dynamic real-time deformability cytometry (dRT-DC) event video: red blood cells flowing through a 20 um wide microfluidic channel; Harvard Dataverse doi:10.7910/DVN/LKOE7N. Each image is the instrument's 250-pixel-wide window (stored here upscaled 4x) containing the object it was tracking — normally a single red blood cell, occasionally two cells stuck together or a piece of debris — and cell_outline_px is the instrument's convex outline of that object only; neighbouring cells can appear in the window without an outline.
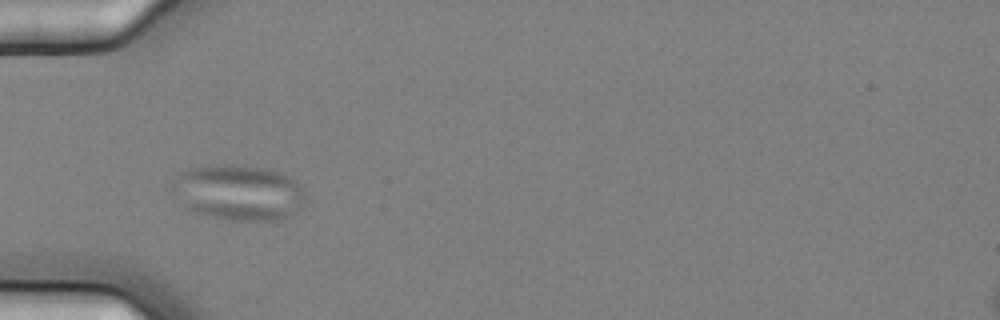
{"species": "common noctule bat (a hibernating species)", "species_latin": "Nyctalus noctula", "temperature_condition": "cold", "stored_images_in_passage": 2, "camera_frame_rate_fps": 3000, "um_per_image_px": 0.085, "animal": {"sex": "female", "body_mass_g": 25.1}, "frame": {"image": 1, "passage_image": 1, "time_ms": 0.0, "image_size_px": [1000, 320], "cell_outline_px": [[304, 196], [300, 208], [292, 216], [280, 220], [232, 220], [208, 216], [184, 208], [168, 188], [172, 180], [180, 172], [188, 168], [208, 164], [244, 164], [280, 172], [288, 176], [300, 184], [304, 192]], "centroid_in_image_um": [20.2, 16.34], "position_along_channel_um": 64.8, "area_um2": 43.99}}
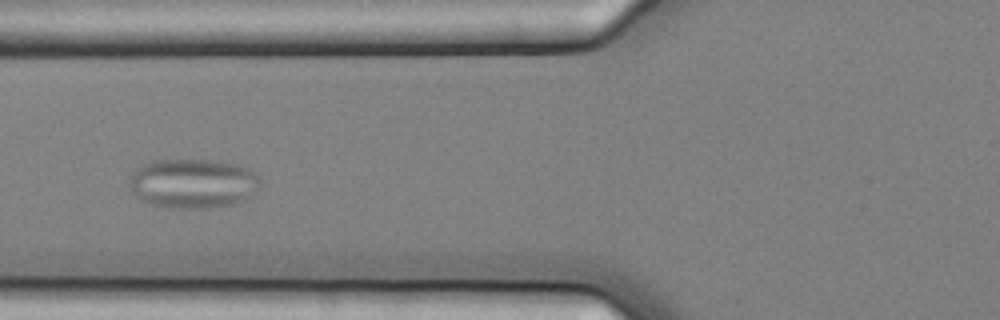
{"frame": {"image": 2, "passage_image": 2, "time_ms": 0.333, "image_size_px": [1000, 320], "cell_outline_px": [[260, 188], [248, 200], [236, 204], [208, 208], [168, 208], [152, 204], [140, 200], [132, 192], [128, 184], [128, 180], [132, 172], [140, 164], [152, 160], [220, 160], [240, 164], [256, 172], [260, 180]], "centroid_in_image_um": [16.43, 15.59], "position_along_channel_um": 109.4, "area_um2": 38.84}}